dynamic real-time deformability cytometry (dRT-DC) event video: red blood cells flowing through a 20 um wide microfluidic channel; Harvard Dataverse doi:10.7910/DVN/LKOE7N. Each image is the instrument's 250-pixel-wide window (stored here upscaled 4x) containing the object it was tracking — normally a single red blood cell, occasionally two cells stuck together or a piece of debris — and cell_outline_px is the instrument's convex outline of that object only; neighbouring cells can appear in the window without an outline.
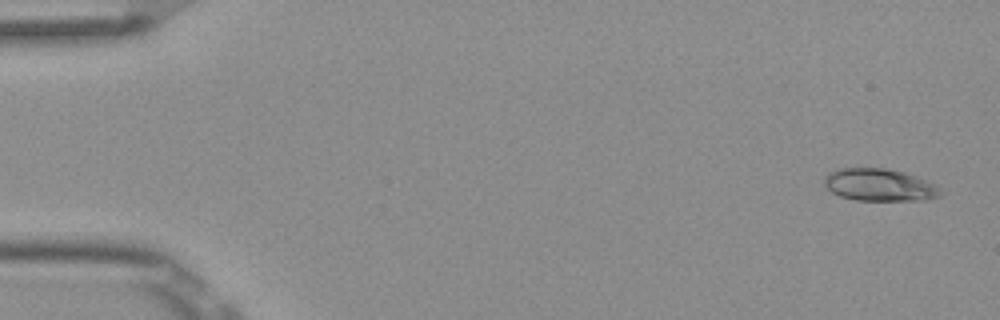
{"species": "Egyptian fruit bat (a non-hibernating species)", "species_latin": "Rousettus aegyptiacus", "temperature_condition": "room temperature", "stored_images_in_passage": 6, "camera_frame_rate_fps": 3000, "um_per_image_px": 0.085, "frame": {"image": 1, "passage_image": 1, "time_ms": 0.0, "image_size_px": [1000, 320], "cell_outline_px": [[944, 192], [940, 196], [924, 200], [856, 200], [840, 196], [832, 192], [824, 184], [824, 176], [828, 172], [836, 168], [884, 168], [904, 172], [916, 176], [936, 184], [944, 188]], "centroid_in_image_um": [74.79, 15.71], "position_along_channel_um": 10.2, "area_um2": 22.2}}
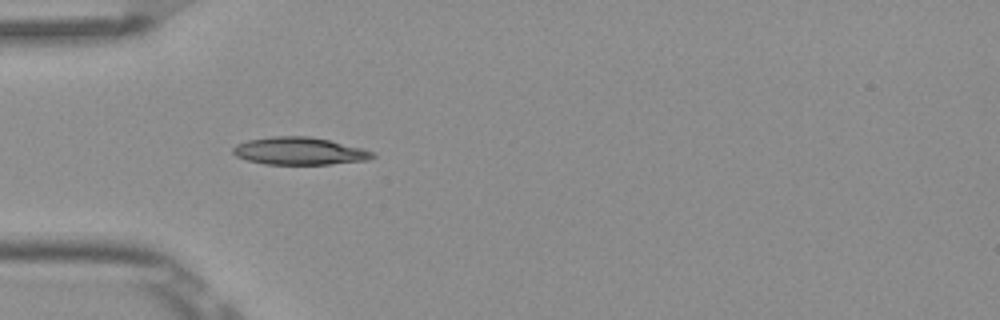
{"frame": {"image": 2, "passage_image": 5, "time_ms": 1.333, "image_size_px": [1000, 320], "cell_outline_px": [[376, 156], [368, 160], [328, 164], [264, 164], [248, 160], [236, 156], [232, 152], [232, 148], [236, 144], [248, 140], [272, 136], [308, 136], [328, 140], [364, 148], [376, 152]], "centroid_in_image_um": [25.47, 12.84], "position_along_channel_um": 59.5, "area_um2": 22.43}}
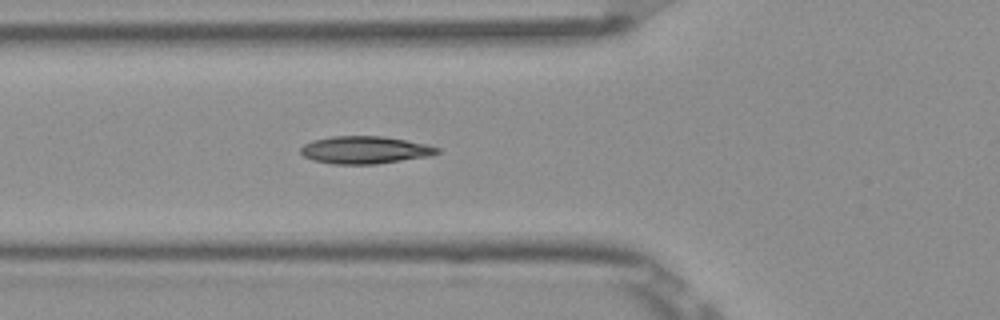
{"frame": {"image": 3, "passage_image": 6, "time_ms": 1.667, "image_size_px": [1000, 320], "cell_outline_px": [[440, 152], [432, 156], [376, 164], [332, 164], [312, 160], [304, 156], [300, 152], [300, 148], [304, 144], [312, 140], [332, 136], [384, 136], [428, 144], [440, 148]], "centroid_in_image_um": [31.04, 12.74], "position_along_channel_um": 94.8, "area_um2": 22.14}}